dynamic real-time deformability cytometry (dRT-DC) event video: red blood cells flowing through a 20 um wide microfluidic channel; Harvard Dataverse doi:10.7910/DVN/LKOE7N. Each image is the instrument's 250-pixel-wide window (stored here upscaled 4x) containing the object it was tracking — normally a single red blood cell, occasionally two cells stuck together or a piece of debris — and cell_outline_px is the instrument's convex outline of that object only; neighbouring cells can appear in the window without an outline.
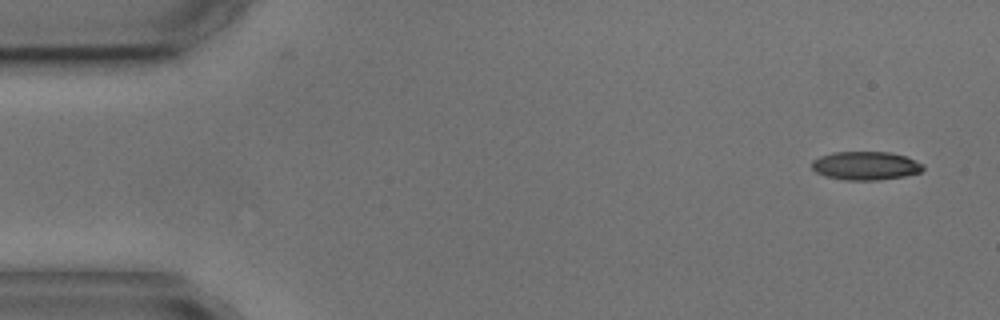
{"species": "common noctule bat (a hibernating species)", "species_latin": "Nyctalus noctula", "temperature_condition": "cold", "stored_images_in_passage": 8, "camera_frame_rate_fps": 3000, "um_per_image_px": 0.085, "animal": {"sex": "male", "body_mass_g": 17.9, "forearm_length_mm": 54.2}, "frame": {"image": 1, "passage_image": 1, "time_ms": 0.0, "image_size_px": [1000, 320], "cell_outline_px": [[924, 168], [920, 172], [904, 176], [880, 180], [844, 180], [824, 176], [816, 172], [812, 168], [812, 160], [820, 156], [836, 152], [888, 152], [904, 156], [924, 164]], "centroid_in_image_um": [73.56, 14.09], "position_along_channel_um": 11.4, "area_um2": 18.44}}
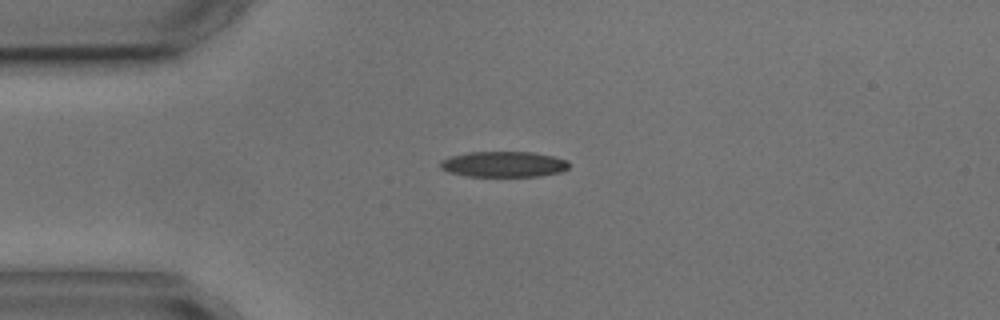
{"frame": {"image": 2, "passage_image": 3, "time_ms": 3.333, "image_size_px": [1000, 320], "cell_outline_px": [[572, 164], [568, 168], [560, 172], [540, 176], [464, 176], [448, 172], [440, 168], [440, 160], [448, 156], [468, 152], [532, 152], [552, 156], [568, 160]], "centroid_in_image_um": [42.79, 13.96], "position_along_channel_um": 42.2, "area_um2": 19.48}}
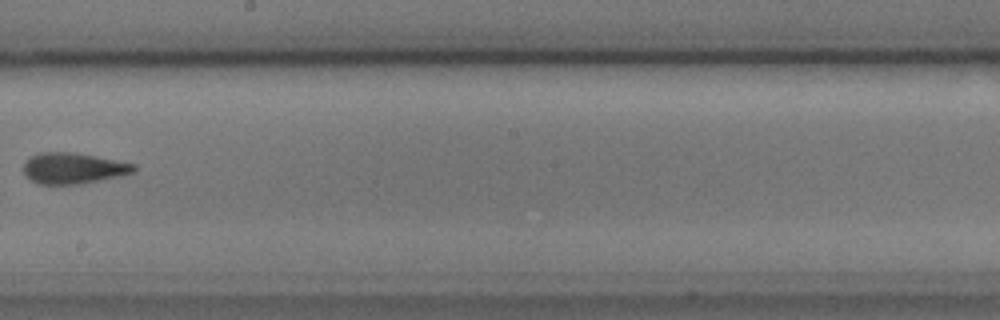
{"frame": {"image": 3, "passage_image": 8, "time_ms": 9.333, "image_size_px": [1000, 320], "cell_outline_px": [[136, 172], [80, 184], [36, 184], [24, 176], [24, 164], [32, 156], [40, 152], [76, 152], [136, 164]], "centroid_in_image_um": [6.22, 14.3], "position_along_channel_um": 242.0, "area_um2": 19.94}}